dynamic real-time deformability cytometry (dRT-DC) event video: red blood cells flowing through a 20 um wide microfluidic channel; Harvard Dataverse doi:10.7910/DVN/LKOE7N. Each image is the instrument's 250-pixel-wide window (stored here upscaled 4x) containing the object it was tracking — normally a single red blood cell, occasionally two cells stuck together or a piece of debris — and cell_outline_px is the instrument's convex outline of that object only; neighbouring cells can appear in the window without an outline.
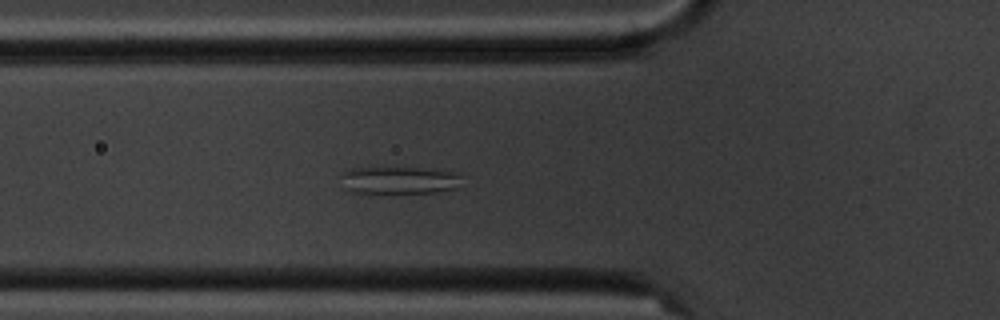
{"species": "common noctule bat (a hibernating species)", "species_latin": "Nyctalus noctula", "temperature_condition": "cold", "stored_images_in_passage": 6, "camera_frame_rate_fps": 3000, "um_per_image_px": 0.085, "animal": {"sex": "male", "body_mass_g": 20.1, "forearm_length_mm": 53.5}, "frame": {"image": 1, "passage_image": 6, "time_ms": 5.667, "image_size_px": [1000, 320], "cell_outline_px": [[460, 176], [456, 188], [436, 192], [352, 192], [344, 188], [340, 176], [348, 168], [420, 168], [456, 172]], "centroid_in_image_um": [33.87, 15.31], "position_along_channel_um": 91.9, "area_um2": 18.9}}